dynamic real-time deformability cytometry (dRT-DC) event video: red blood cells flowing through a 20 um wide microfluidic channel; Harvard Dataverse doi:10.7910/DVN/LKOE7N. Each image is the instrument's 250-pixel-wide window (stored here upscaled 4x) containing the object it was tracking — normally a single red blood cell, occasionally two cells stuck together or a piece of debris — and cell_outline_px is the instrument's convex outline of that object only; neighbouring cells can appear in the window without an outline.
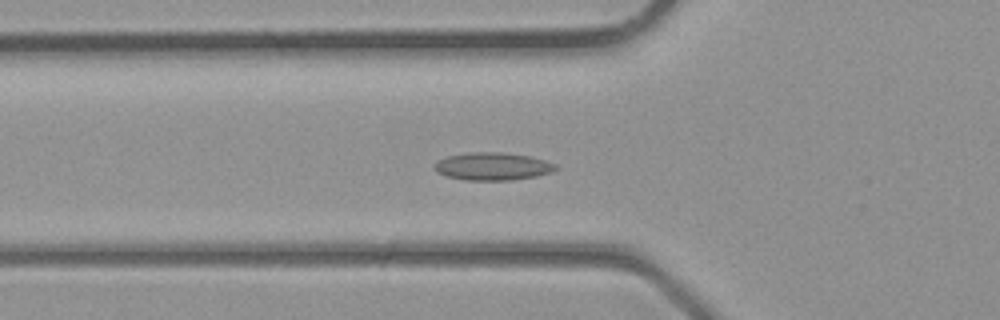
{"species": "common noctule bat (a hibernating species)", "species_latin": "Nyctalus noctula", "temperature_condition": "room temperature", "stored_images_in_passage": 30, "camera_frame_rate_fps": 3000, "um_per_image_px": 0.085, "animal": {"sex": "male", "body_mass_g": 23.1, "forearm_length_mm": 52.7}, "frame": {"image": 1, "passage_image": 7, "time_ms": 2.0, "image_size_px": [1000, 320], "cell_outline_px": [[560, 168], [552, 172], [536, 176], [512, 180], [468, 180], [448, 176], [436, 172], [436, 160], [448, 156], [468, 152], [504, 152], [528, 156], [544, 160], [556, 164]], "centroid_in_image_um": [41.91, 14.13], "position_along_channel_um": 83.9, "area_um2": 19.54}}
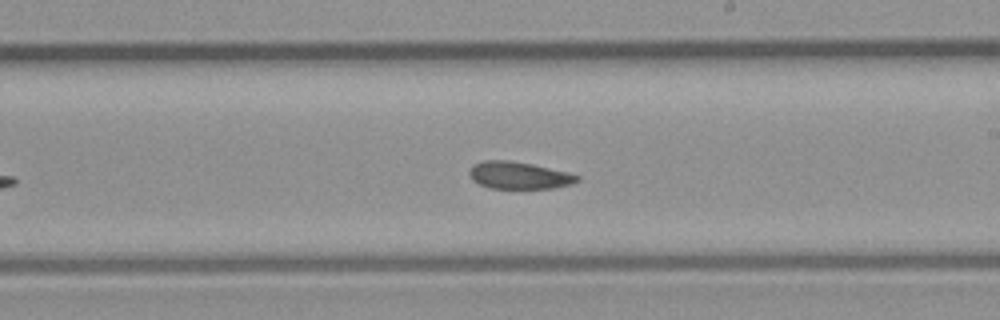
{"frame": {"image": 2, "passage_image": 16, "time_ms": 5.0, "image_size_px": [1000, 320], "cell_outline_px": [[580, 180], [572, 184], [556, 188], [488, 188], [472, 180], [468, 172], [472, 164], [484, 160], [508, 160], [532, 164], [568, 172], [580, 176]], "centroid_in_image_um": [44.1, 14.9], "position_along_channel_um": 244.9, "area_um2": 17.22}}
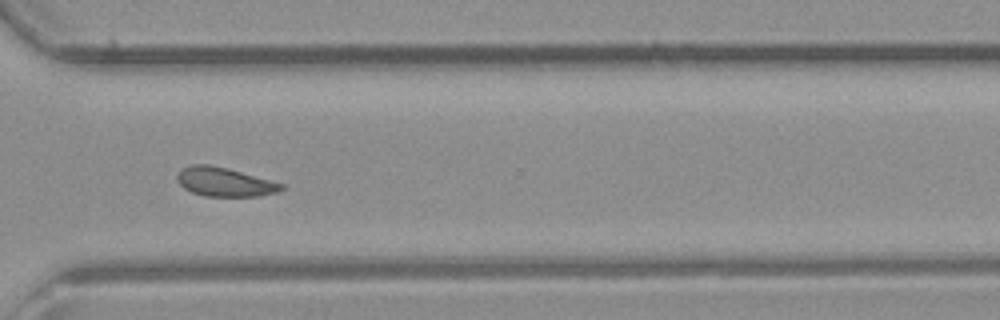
{"frame": {"image": 3, "passage_image": 22, "time_ms": 7.0, "image_size_px": [1000, 320], "cell_outline_px": [[284, 188], [276, 192], [260, 196], [204, 196], [192, 192], [184, 188], [176, 180], [176, 176], [184, 168], [192, 164], [208, 164], [228, 168], [284, 184]], "centroid_in_image_um": [19.08, 15.47], "position_along_channel_um": 351.5, "area_um2": 17.46}}